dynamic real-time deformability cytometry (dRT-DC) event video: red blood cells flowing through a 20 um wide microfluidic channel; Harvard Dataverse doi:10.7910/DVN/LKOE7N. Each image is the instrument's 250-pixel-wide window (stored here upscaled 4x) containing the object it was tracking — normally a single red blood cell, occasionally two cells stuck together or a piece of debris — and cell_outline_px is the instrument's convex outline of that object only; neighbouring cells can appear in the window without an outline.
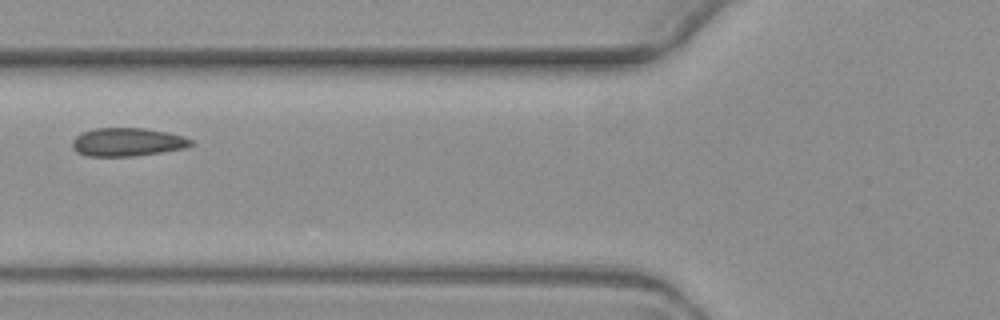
{"species": "common noctule bat (a hibernating species)", "species_latin": "Nyctalus noctula", "temperature_condition": "warm", "stored_images_in_passage": 5, "camera_frame_rate_fps": 3000, "um_per_image_px": 0.085, "animal": {"sex": "female", "body_mass_g": 19.3, "forearm_length_mm": 54.1}, "frame": {"image": 1, "passage_image": 2, "time_ms": 1.333, "image_size_px": [1000, 320], "cell_outline_px": [[192, 144], [184, 148], [160, 152], [132, 156], [88, 156], [76, 152], [72, 148], [72, 140], [76, 136], [84, 132], [96, 128], [144, 128], [168, 132], [184, 136], [192, 140]], "centroid_in_image_um": [10.81, 12.07], "position_along_channel_um": 115.0, "area_um2": 19.48}}
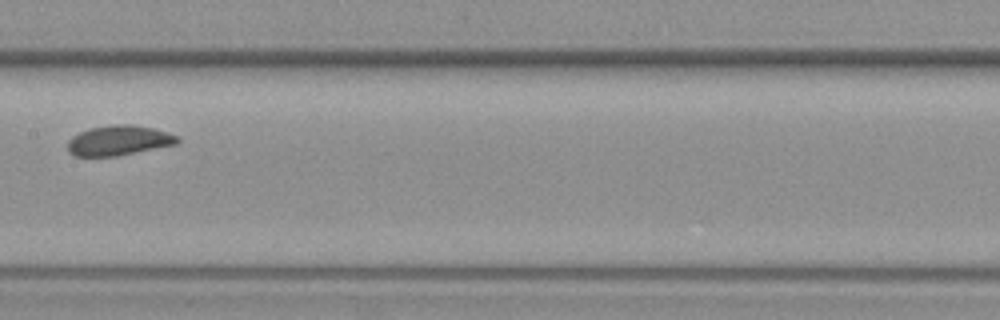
{"frame": {"image": 2, "passage_image": 4, "time_ms": 3.667, "image_size_px": [1000, 320], "cell_outline_px": [[180, 140], [176, 144], [116, 156], [76, 156], [68, 152], [68, 140], [72, 136], [80, 132], [92, 128], [112, 124], [132, 124], [152, 128], [168, 132], [180, 136]], "centroid_in_image_um": [10.11, 11.93], "position_along_channel_um": 197.3, "area_um2": 19.13}}
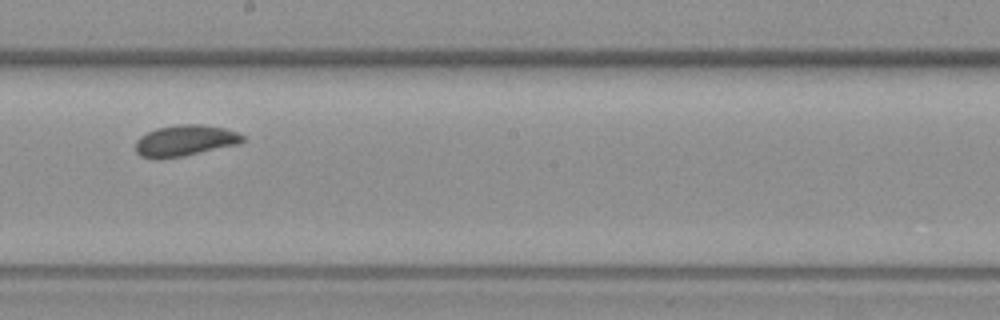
{"frame": {"image": 3, "passage_image": 5, "time_ms": 4.667, "image_size_px": [1000, 320], "cell_outline_px": [[244, 140], [236, 144], [184, 156], [156, 160], [140, 156], [136, 152], [136, 140], [140, 136], [156, 128], [180, 124], [200, 124], [224, 128], [236, 132], [244, 136]], "centroid_in_image_um": [15.67, 11.96], "position_along_channel_um": 232.5, "area_um2": 19.36}}